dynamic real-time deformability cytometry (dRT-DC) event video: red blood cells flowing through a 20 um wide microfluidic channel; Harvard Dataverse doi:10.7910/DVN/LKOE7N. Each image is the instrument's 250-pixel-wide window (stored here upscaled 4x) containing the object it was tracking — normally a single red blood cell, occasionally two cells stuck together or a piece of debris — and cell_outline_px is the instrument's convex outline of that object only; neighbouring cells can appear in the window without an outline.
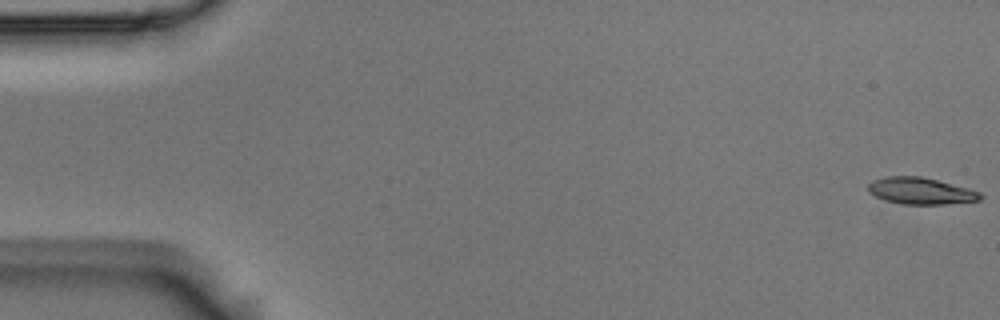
{"species": "Egyptian fruit bat (a non-hibernating species)", "species_latin": "Rousettus aegyptiacus", "temperature_condition": "room temperature", "stored_images_in_passage": 55, "camera_frame_rate_fps": 3000, "um_per_image_px": 0.085, "animal": {"sex": "male"}, "frame": {"image": 1, "passage_image": 1, "time_ms": 0.0, "image_size_px": [1000, 320], "cell_outline_px": [[984, 196], [980, 200], [944, 204], [904, 204], [884, 200], [868, 192], [868, 184], [872, 180], [888, 176], [920, 176], [968, 188], [980, 192]], "centroid_in_image_um": [78.25, 16.23], "position_along_channel_um": 6.8, "area_um2": 17.34}}
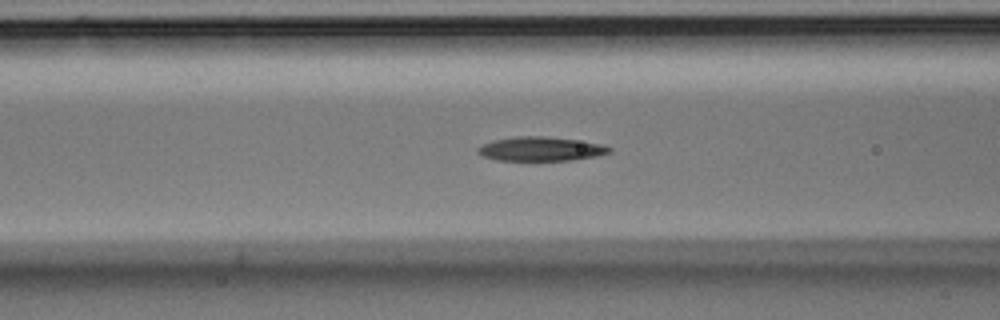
{"frame": {"image": 2, "passage_image": 22, "time_ms": 7.0, "image_size_px": [1000, 320], "cell_outline_px": [[612, 152], [596, 156], [572, 160], [496, 160], [484, 156], [476, 152], [476, 148], [492, 140], [516, 136], [544, 136], [576, 140], [604, 144], [612, 148]], "centroid_in_image_um": [45.97, 12.65], "position_along_channel_um": 120.6, "area_um2": 18.5}}
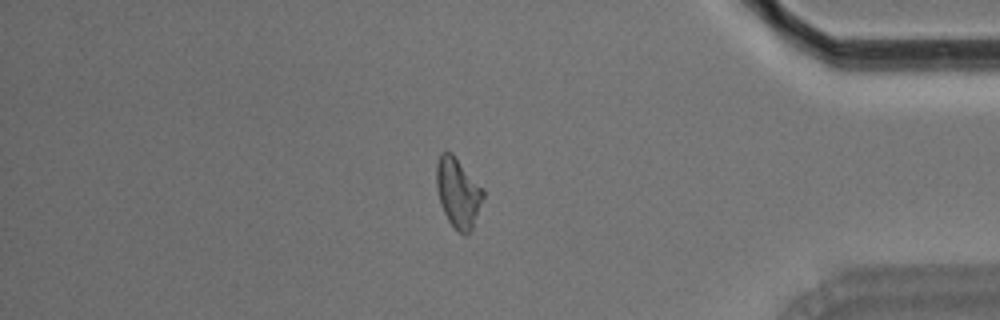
{"frame": {"image": 3, "passage_image": 47, "time_ms": 15.333, "image_size_px": [1000, 320], "cell_outline_px": [[484, 196], [472, 228], [464, 236], [456, 232], [448, 220], [440, 204], [436, 184], [436, 164], [440, 152], [452, 152], [484, 188]], "centroid_in_image_um": [38.93, 16.37], "position_along_channel_um": 396.3, "area_um2": 19.19}, "authors_computed_cell_mechanics": {"area_um2": 18.496, "velocity_mm_per_s": 3.6674, "shape_relaxation_time_tau1_ms": 7.0232, "shape_relaxation_time_tau2_ms": 5.4005, "deformation_change_tau1": 0.1754, "deformation_change_tau2": 0.1345}}